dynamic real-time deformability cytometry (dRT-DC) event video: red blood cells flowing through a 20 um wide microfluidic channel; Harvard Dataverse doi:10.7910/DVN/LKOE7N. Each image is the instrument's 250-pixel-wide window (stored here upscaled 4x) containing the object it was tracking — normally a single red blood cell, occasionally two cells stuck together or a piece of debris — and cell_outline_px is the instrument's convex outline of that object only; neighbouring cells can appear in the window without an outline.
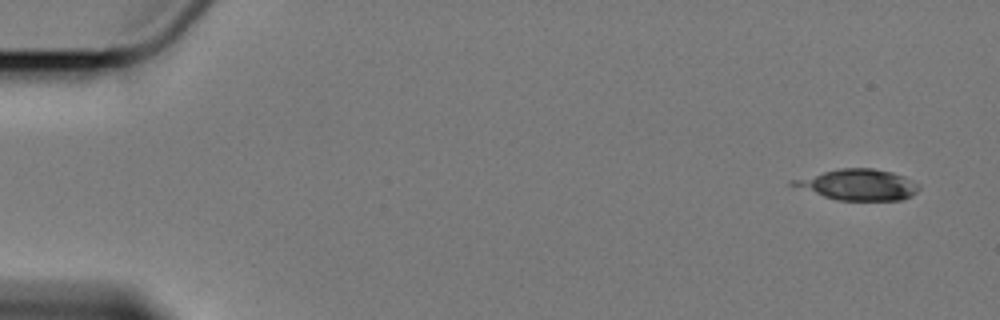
{"species": "Egyptian fruit bat (a non-hibernating species)", "species_latin": "Rousettus aegyptiacus", "temperature_condition": "cold", "stored_images_in_passage": 3, "camera_frame_rate_fps": 3000, "um_per_image_px": 0.085, "animal": {"sex": "female"}, "frame": {"image": 1, "passage_image": 3, "time_ms": 3.0, "image_size_px": [1000, 320], "cell_outline_px": [[920, 188], [912, 196], [904, 200], [836, 200], [788, 184], [788, 180], [840, 168], [872, 168], [892, 172], [904, 176], [920, 184]], "centroid_in_image_um": [72.96, 15.7], "position_along_channel_um": 12.0, "area_um2": 22.72}}